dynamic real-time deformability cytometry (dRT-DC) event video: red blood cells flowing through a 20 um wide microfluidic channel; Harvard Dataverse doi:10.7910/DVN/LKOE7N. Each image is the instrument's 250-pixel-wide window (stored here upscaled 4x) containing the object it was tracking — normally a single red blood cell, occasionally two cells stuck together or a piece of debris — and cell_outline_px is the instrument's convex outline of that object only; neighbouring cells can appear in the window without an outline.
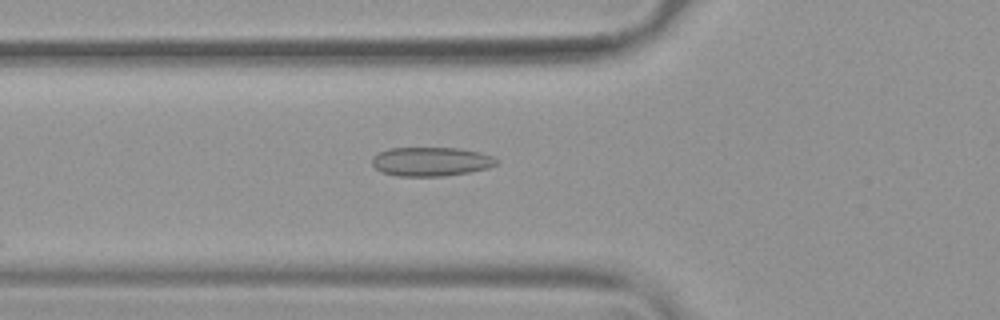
{"species": "common noctule bat (a hibernating species)", "species_latin": "Nyctalus noctula", "temperature_condition": "warm", "stored_images_in_passage": 44, "camera_frame_rate_fps": 3000, "um_per_image_px": 0.085, "animal": {"sex": "female", "body_mass_g": 19.9}, "frame": {"image": 1, "passage_image": 10, "time_ms": 3.0, "image_size_px": [1000, 320], "cell_outline_px": [[500, 164], [488, 168], [468, 172], [444, 176], [396, 176], [380, 172], [372, 164], [372, 156], [376, 152], [388, 148], [460, 148], [480, 152], [492, 156], [500, 160]], "centroid_in_image_um": [36.63, 13.73], "position_along_channel_um": 89.2, "area_um2": 21.39}}
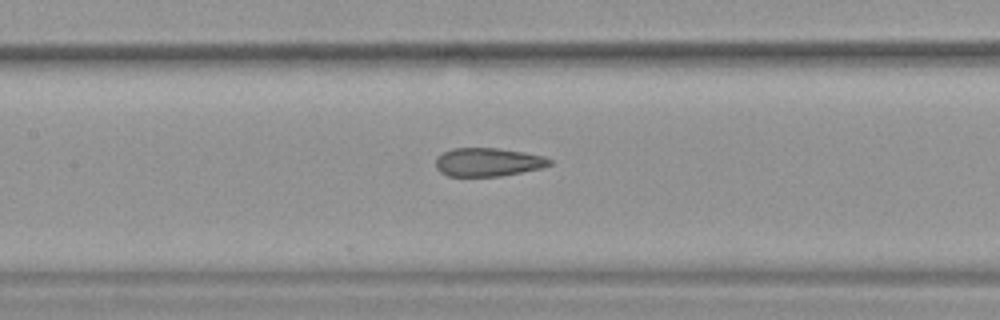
{"frame": {"image": 2, "passage_image": 16, "time_ms": 5.0, "image_size_px": [1000, 320], "cell_outline_px": [[552, 164], [544, 168], [500, 176], [448, 176], [440, 172], [436, 168], [436, 156], [452, 148], [500, 148], [524, 152], [544, 156], [552, 160]], "centroid_in_image_um": [41.5, 13.78], "position_along_channel_um": 165.9, "area_um2": 19.07}}
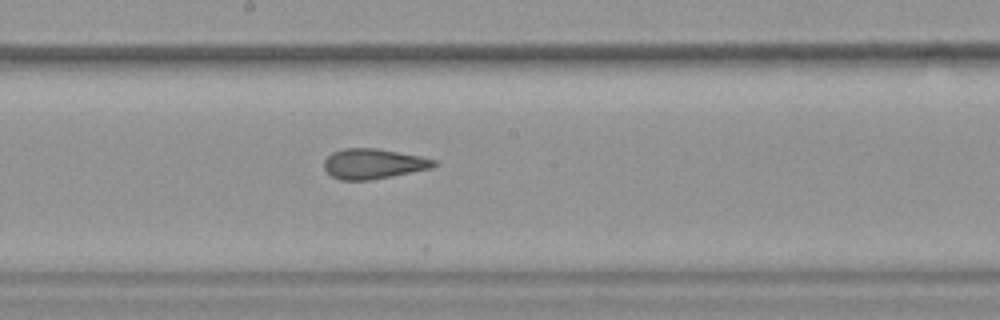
{"frame": {"image": 3, "passage_image": 20, "time_ms": 6.333, "image_size_px": [1000, 320], "cell_outline_px": [[436, 164], [432, 168], [372, 180], [340, 180], [332, 176], [324, 168], [324, 160], [332, 152], [344, 148], [376, 148], [420, 156], [436, 160]], "centroid_in_image_um": [31.72, 13.92], "position_along_channel_um": 216.5, "area_um2": 19.25}, "authors_computed_cell_mechanics": {"area_um2": 20.4323, "velocity_mm_per_s": 3.8152, "shape_relaxation_time_tau1_ms": null, "shape_relaxation_time_tau2_ms": 2.0336, "deformation_change_tau1": null, "deformation_change_tau2": 0.0908}}